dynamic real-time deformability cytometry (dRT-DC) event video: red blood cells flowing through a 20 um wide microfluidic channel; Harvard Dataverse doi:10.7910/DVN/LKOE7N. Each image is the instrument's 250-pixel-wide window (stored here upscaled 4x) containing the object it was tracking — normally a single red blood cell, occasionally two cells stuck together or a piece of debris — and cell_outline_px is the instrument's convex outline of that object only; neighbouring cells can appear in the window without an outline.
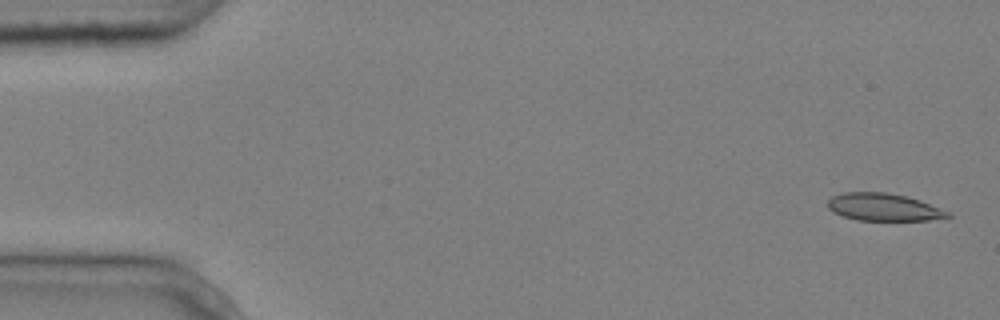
{"species": "common noctule bat (a hibernating species)", "species_latin": "Nyctalus noctula", "temperature_condition": "cold", "stored_images_in_passage": 5, "camera_frame_rate_fps": 3000, "um_per_image_px": 0.085, "animal": {"sex": "male", "body_mass_g": 20.4}, "frame": {"image": 1, "passage_image": 1, "time_ms": 0.0, "image_size_px": [1000, 320], "cell_outline_px": [[952, 216], [928, 220], [856, 220], [832, 212], [828, 208], [828, 200], [832, 196], [844, 192], [888, 192], [908, 196], [920, 200], [948, 212]], "centroid_in_image_um": [75.07, 17.59], "position_along_channel_um": 9.9, "area_um2": 19.13}}
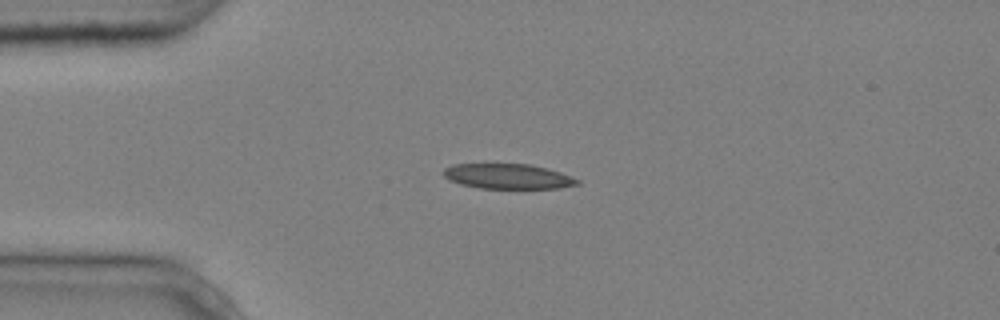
{"frame": {"image": 2, "passage_image": 4, "time_ms": 1.0, "image_size_px": [1000, 320], "cell_outline_px": [[580, 184], [560, 188], [480, 188], [460, 184], [448, 180], [444, 176], [444, 168], [452, 164], [532, 164], [548, 168], [560, 172], [580, 180]], "centroid_in_image_um": [43.18, 14.98], "position_along_channel_um": 41.8, "area_um2": 19.59}}